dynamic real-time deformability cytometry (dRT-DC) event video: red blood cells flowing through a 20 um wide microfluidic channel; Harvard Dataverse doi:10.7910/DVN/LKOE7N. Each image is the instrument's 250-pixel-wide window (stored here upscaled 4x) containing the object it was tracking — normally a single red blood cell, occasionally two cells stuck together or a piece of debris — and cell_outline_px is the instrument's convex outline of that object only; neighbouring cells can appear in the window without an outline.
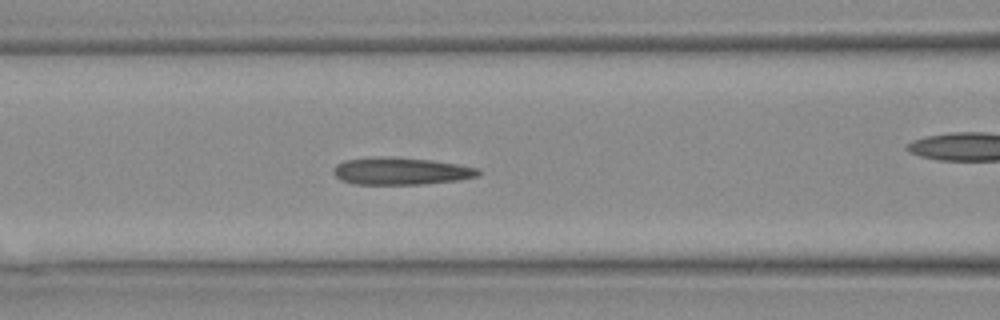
{"species": "Egyptian fruit bat (a non-hibernating species)", "species_latin": "Rousettus aegyptiacus", "temperature_condition": "warm", "stored_images_in_passage": 11, "camera_frame_rate_fps": 3000, "um_per_image_px": 0.085, "animal": {"sex": "female"}, "frame": {"image": 1, "passage_image": 8, "time_ms": 2.333, "image_size_px": [1000, 320], "cell_outline_px": [[480, 172], [476, 176], [460, 180], [420, 184], [352, 184], [340, 180], [332, 172], [332, 168], [336, 164], [344, 160], [376, 156], [428, 160], [456, 164], [476, 168]], "centroid_in_image_um": [33.98, 14.55], "position_along_channel_um": 132.6, "area_um2": 22.83}}